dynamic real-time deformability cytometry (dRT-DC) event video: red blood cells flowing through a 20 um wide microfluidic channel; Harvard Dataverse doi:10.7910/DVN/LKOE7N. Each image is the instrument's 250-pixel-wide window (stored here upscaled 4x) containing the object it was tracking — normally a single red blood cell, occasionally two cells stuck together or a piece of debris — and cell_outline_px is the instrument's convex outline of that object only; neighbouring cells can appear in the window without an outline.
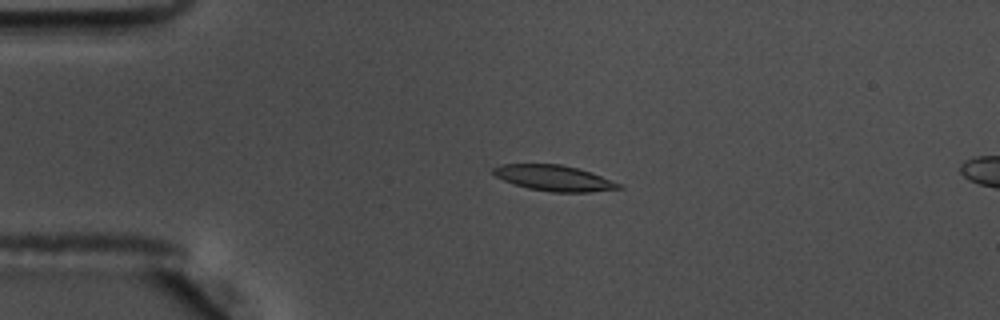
{"species": "common noctule bat (a hibernating species)", "species_latin": "Nyctalus noctula", "temperature_condition": "warm", "stored_images_in_passage": 18, "camera_frame_rate_fps": 3000, "um_per_image_px": 0.085, "animal": {"sex": "male", "body_mass_g": 17.5, "forearm_length_mm": 52.3}, "frame": {"image": 1, "passage_image": 13, "time_ms": 4.0, "image_size_px": [1000, 320], "cell_outline_px": [[624, 188], [588, 192], [552, 192], [528, 188], [504, 180], [496, 176], [492, 172], [492, 168], [500, 164], [560, 164], [576, 168], [600, 176], [620, 184]], "centroid_in_image_um": [47.05, 15.13], "position_along_channel_um": 37.9, "area_um2": 18.44}}